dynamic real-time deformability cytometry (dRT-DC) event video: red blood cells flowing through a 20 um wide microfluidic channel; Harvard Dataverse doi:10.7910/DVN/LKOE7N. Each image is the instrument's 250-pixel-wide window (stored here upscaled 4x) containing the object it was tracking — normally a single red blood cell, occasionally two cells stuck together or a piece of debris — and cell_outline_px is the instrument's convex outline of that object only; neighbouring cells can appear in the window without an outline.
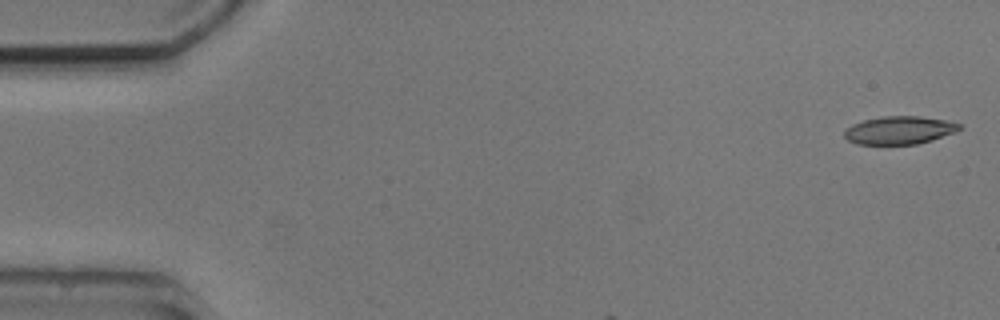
{"species": "common noctule bat (a hibernating species)", "species_latin": "Nyctalus noctula", "temperature_condition": "cold", "stored_images_in_passage": 3, "camera_frame_rate_fps": 3000, "um_per_image_px": 0.085, "animal": {"sex": "male", "body_mass_g": 20.5, "forearm_length_mm": 52.5}, "frame": {"image": 1, "passage_image": 1, "time_ms": 0.0, "image_size_px": [1000, 320], "cell_outline_px": [[960, 128], [956, 132], [932, 140], [916, 144], [856, 144], [848, 140], [844, 136], [844, 132], [852, 124], [864, 120], [884, 116], [920, 116], [944, 120], [960, 124]], "centroid_in_image_um": [76.44, 11.07], "position_along_channel_um": 8.6, "area_um2": 18.61}}